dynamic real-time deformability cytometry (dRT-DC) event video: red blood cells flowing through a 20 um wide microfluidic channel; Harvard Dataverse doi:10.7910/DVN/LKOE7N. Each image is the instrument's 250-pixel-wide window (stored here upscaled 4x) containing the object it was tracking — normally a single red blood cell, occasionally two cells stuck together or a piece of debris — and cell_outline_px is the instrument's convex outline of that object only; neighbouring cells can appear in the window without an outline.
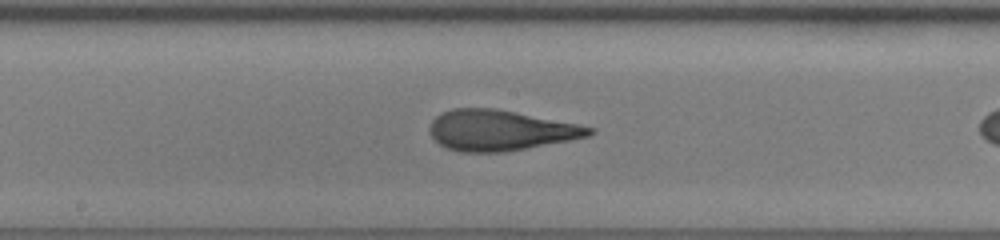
{"species": "human", "species_latin": "Homo sapiens", "temperature_condition": "room temperature", "stored_images_in_passage": 28, "camera_frame_rate_fps": 3000, "um_per_image_px": 0.085, "donor": {"sex": "female"}, "frame": {"image": 1, "passage_image": 20, "time_ms": 6.333, "image_size_px": [1000, 240], "cell_outline_px": [[596, 132], [588, 136], [568, 140], [504, 152], [460, 152], [448, 148], [440, 144], [428, 132], [428, 128], [432, 120], [436, 116], [452, 108], [496, 108], [596, 128]], "centroid_in_image_um": [42.48, 11.07], "position_along_channel_um": 205.7, "area_um2": 37.4}}